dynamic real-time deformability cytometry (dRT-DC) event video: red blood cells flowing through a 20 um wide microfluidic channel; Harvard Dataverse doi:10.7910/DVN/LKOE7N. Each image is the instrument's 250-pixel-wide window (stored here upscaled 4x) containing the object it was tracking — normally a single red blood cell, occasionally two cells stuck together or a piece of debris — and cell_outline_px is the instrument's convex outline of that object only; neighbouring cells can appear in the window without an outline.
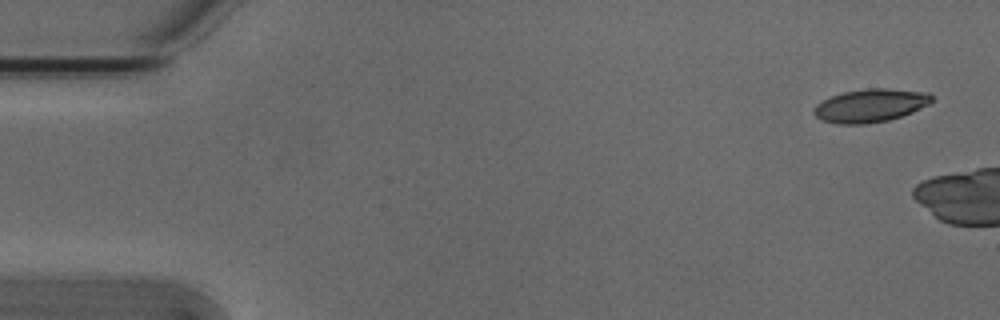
{"species": "Egyptian fruit bat (a non-hibernating species)", "species_latin": "Rousettus aegyptiacus", "temperature_condition": "cold", "stored_images_in_passage": 9, "camera_frame_rate_fps": 3000, "um_per_image_px": 0.085, "animal": {"sex": "male"}, "frame": {"image": 1, "passage_image": 1, "time_ms": 0.0, "image_size_px": [1000, 320], "cell_outline_px": [[932, 100], [928, 104], [912, 112], [888, 120], [864, 124], [836, 124], [820, 120], [812, 112], [812, 108], [816, 104], [832, 96], [844, 92], [868, 88], [884, 88], [928, 92], [932, 96]], "centroid_in_image_um": [73.94, 8.97], "position_along_channel_um": 11.1, "area_um2": 22.72}}